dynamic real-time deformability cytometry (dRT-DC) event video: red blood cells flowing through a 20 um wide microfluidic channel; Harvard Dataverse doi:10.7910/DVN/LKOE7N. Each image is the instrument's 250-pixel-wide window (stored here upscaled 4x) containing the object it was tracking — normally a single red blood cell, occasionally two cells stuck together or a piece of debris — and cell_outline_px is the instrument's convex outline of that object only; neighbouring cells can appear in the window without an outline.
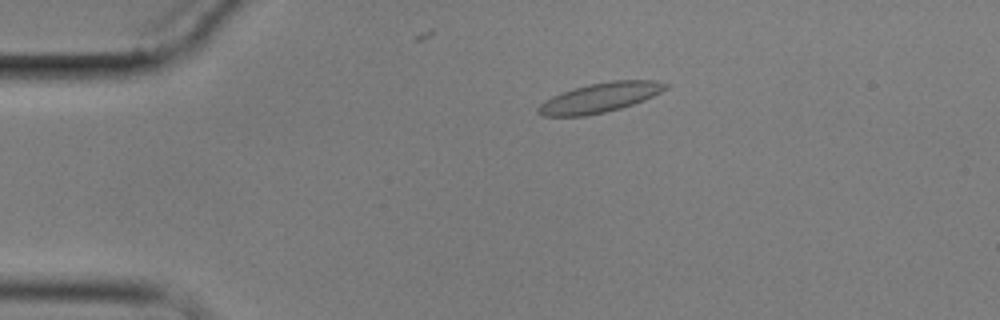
{"species": "common noctule bat (a hibernating species)", "species_latin": "Nyctalus noctula", "temperature_condition": "cold", "stored_images_in_passage": 8, "camera_frame_rate_fps": 3000, "um_per_image_px": 0.085, "animal": {"sex": "male", "body_mass_g": 17.9}, "frame": {"image": 1, "passage_image": 1, "time_ms": 0.0, "image_size_px": [1000, 320], "cell_outline_px": [[668, 88], [644, 100], [620, 108], [604, 112], [584, 116], [544, 116], [536, 112], [536, 108], [544, 100], [552, 96], [588, 84], [612, 80], [656, 80], [668, 84]], "centroid_in_image_um": [50.98, 8.3], "position_along_channel_um": 34.0, "area_um2": 21.79}}
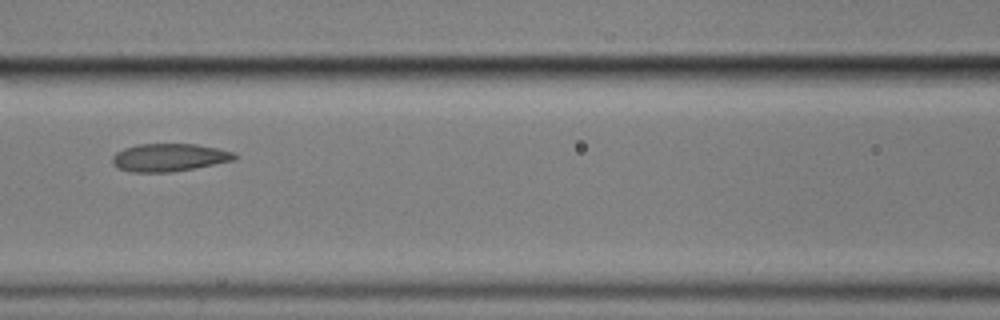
{"frame": {"image": 2, "passage_image": 5, "time_ms": 4.667, "image_size_px": [1000, 320], "cell_outline_px": [[236, 160], [172, 172], [128, 172], [116, 168], [112, 164], [112, 156], [116, 152], [124, 148], [136, 144], [196, 144], [236, 152]], "centroid_in_image_um": [14.34, 13.39], "position_along_channel_um": 152.3, "area_um2": 20.0}}
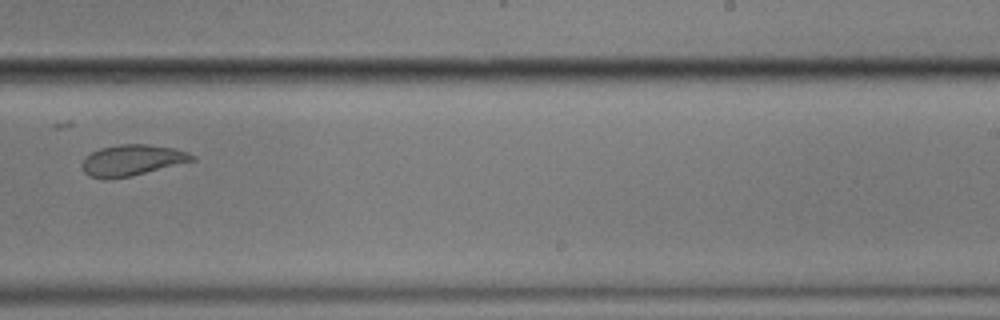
{"frame": {"image": 3, "passage_image": 8, "time_ms": 8.333, "image_size_px": [1000, 320], "cell_outline_px": [[196, 160], [128, 176], [108, 180], [104, 180], [88, 176], [84, 172], [84, 160], [92, 152], [100, 148], [120, 144], [148, 144], [172, 148], [188, 152], [196, 156]], "centroid_in_image_um": [11.23, 13.62], "position_along_channel_um": 277.8, "area_um2": 19.59}}